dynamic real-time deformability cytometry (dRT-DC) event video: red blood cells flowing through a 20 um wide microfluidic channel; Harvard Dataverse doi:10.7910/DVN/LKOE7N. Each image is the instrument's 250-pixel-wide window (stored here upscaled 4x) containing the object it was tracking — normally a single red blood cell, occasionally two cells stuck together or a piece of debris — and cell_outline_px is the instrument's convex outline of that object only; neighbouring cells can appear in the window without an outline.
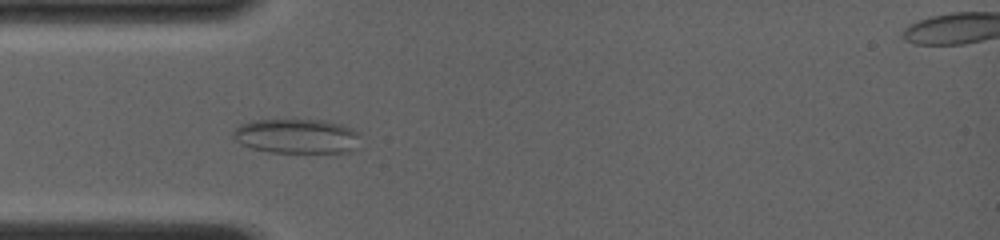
{"species": "common noctule bat (a hibernating species)", "species_latin": "Nyctalus noctula", "temperature_condition": "room temperature", "stored_images_in_passage": 61, "camera_frame_rate_fps": 4000, "um_per_image_px": 0.085, "animal": {"sex": "female", "body_mass_g": 19.0, "forearm_length_mm": 56.7}, "frame": {"image": 1, "passage_image": 19, "time_ms": 4.25, "image_size_px": [1000, 240], "cell_outline_px": [[360, 132], [356, 148], [348, 152], [268, 152], [252, 148], [240, 144], [232, 136], [232, 132], [240, 124], [252, 120], [324, 120], [344, 124]], "centroid_in_image_um": [25.23, 11.56], "position_along_channel_um": 59.8, "area_um2": 25.84}}
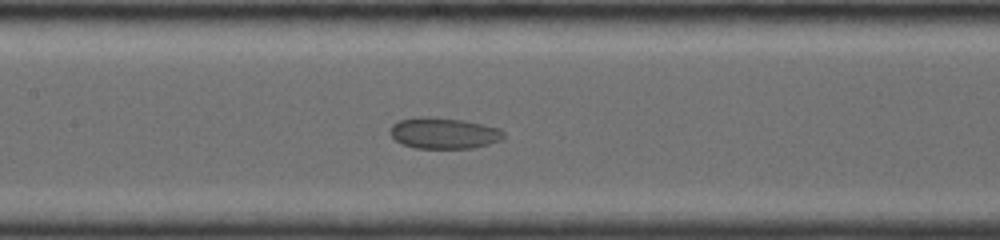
{"frame": {"image": 2, "passage_image": 29, "time_ms": 7.0, "image_size_px": [1000, 240], "cell_outline_px": [[504, 136], [500, 140], [488, 144], [472, 148], [416, 148], [404, 144], [396, 140], [388, 132], [392, 124], [400, 120], [420, 116], [428, 116], [464, 120], [500, 128], [504, 132]], "centroid_in_image_um": [37.71, 11.31], "position_along_channel_um": 169.7, "area_um2": 20.58}}
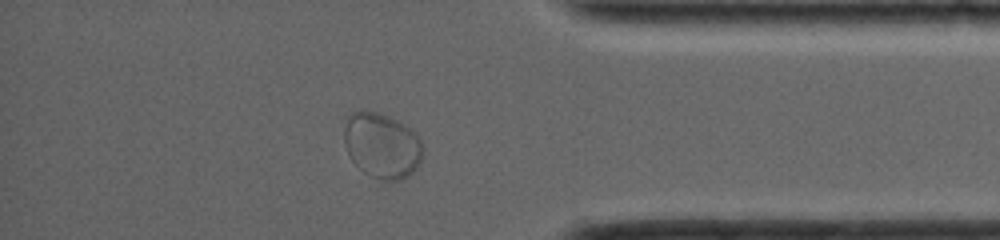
{"frame": {"image": 3, "passage_image": 46, "time_ms": 13.0, "image_size_px": [1000, 240], "cell_outline_px": [[424, 152], [416, 168], [408, 176], [400, 180], [380, 180], [364, 172], [348, 156], [344, 144], [344, 116], [360, 108], [364, 108], [380, 112], [412, 128], [420, 136], [424, 148]], "centroid_in_image_um": [32.44, 12.31], "position_along_channel_um": 402.8, "area_um2": 30.87}}